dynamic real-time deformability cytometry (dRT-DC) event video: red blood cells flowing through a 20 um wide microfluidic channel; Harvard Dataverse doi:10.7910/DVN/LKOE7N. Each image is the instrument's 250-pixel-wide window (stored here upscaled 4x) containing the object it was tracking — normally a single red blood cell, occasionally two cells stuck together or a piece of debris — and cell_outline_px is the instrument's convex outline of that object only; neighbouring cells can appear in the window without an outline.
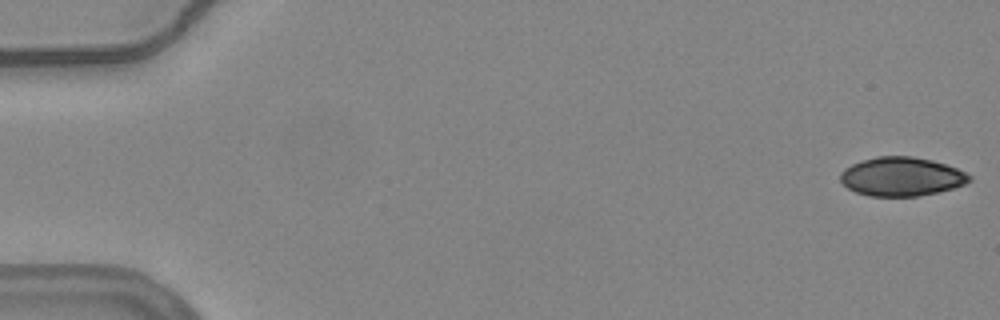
{"species": "common noctule bat (a hibernating species)", "species_latin": "Nyctalus noctula", "temperature_condition": "warm", "stored_images_in_passage": 54, "camera_frame_rate_fps": 3000, "um_per_image_px": 0.085, "animal": {"sex": "female", "body_mass_g": 24.6, "forearm_length_mm": 56.2}, "frame": {"image": 1, "passage_image": 1, "time_ms": 0.0, "image_size_px": [1000, 320], "cell_outline_px": [[972, 180], [964, 184], [952, 188], [936, 192], [916, 196], [868, 196], [856, 192], [848, 188], [840, 180], [840, 172], [844, 168], [852, 164], [876, 156], [912, 156], [932, 160], [956, 168], [972, 176]], "centroid_in_image_um": [76.61, 15.01], "position_along_channel_um": 8.4, "area_um2": 29.07}}
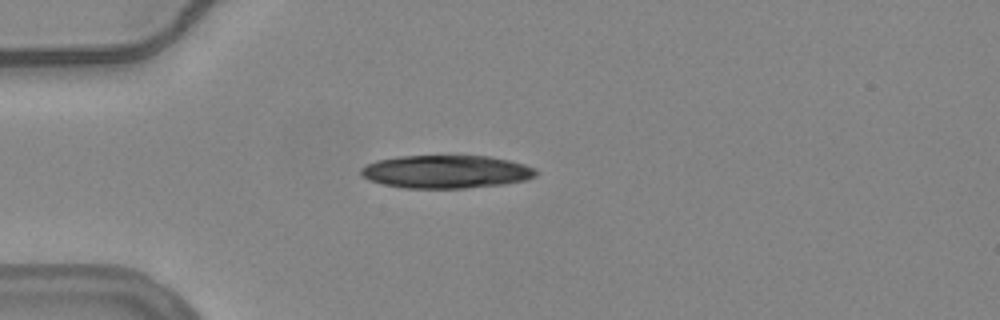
{"frame": {"image": 2, "passage_image": 15, "time_ms": 4.667, "image_size_px": [1000, 320], "cell_outline_px": [[540, 172], [536, 176], [528, 180], [504, 184], [464, 188], [404, 188], [384, 184], [368, 180], [360, 176], [360, 168], [376, 160], [396, 156], [488, 156], [508, 160], [524, 164], [536, 168]], "centroid_in_image_um": [37.93, 14.59], "position_along_channel_um": 47.1, "area_um2": 33.99}}